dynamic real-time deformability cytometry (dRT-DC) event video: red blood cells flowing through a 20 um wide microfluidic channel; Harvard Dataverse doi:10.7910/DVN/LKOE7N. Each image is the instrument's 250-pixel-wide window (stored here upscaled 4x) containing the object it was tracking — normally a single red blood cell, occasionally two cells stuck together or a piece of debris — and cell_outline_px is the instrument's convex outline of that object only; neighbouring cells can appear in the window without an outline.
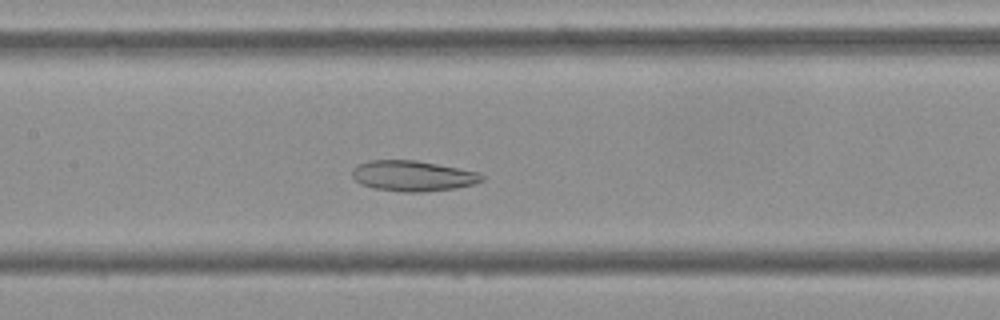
{"species": "Egyptian fruit bat (a non-hibernating species)", "species_latin": "Rousettus aegyptiacus", "temperature_condition": "cold", "stored_images_in_passage": 45, "camera_frame_rate_fps": 3000, "um_per_image_px": 0.085, "frame": {"image": 1, "passage_image": 17, "time_ms": 5.333, "image_size_px": [1000, 320], "cell_outline_px": [[484, 180], [472, 184], [456, 188], [420, 192], [404, 192], [372, 188], [360, 184], [352, 176], [352, 168], [368, 160], [416, 160], [476, 172], [484, 176]], "centroid_in_image_um": [35.04, 14.95], "position_along_channel_um": 172.4, "area_um2": 22.89}}
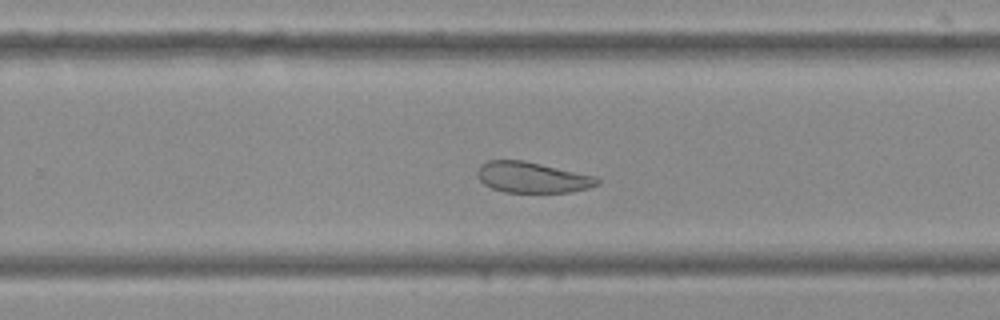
{"frame": {"image": 2, "passage_image": 26, "time_ms": 8.333, "image_size_px": [1000, 320], "cell_outline_px": [[600, 184], [588, 188], [568, 192], [504, 192], [492, 188], [484, 184], [476, 176], [476, 172], [480, 164], [488, 160], [524, 160], [596, 176], [600, 180]], "centroid_in_image_um": [45.22, 15.07], "position_along_channel_um": 284.6, "area_um2": 21.62}}
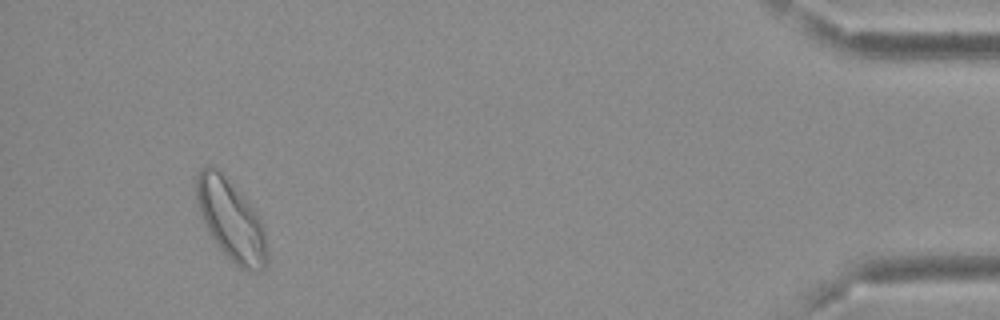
{"frame": {"image": 3, "passage_image": 42, "time_ms": 13.667, "image_size_px": [1000, 320], "cell_outline_px": [[268, 264], [260, 272], [248, 272], [240, 268], [216, 244], [200, 220], [196, 200], [196, 172], [200, 168], [208, 164], [216, 164], [220, 168], [244, 196], [260, 216], [264, 224], [268, 252]], "centroid_in_image_um": [19.63, 18.66], "position_along_channel_um": 415.6, "area_um2": 34.56}, "authors_computed_cell_mechanics": {"area_um2": 26.299, "velocity_mm_per_s": 3.7565, "shape_relaxation_time_tau1_ms": null, "shape_relaxation_time_tau2_ms": 5.8699, "deformation_change_tau1": null, "deformation_change_tau2": 0.1259}}